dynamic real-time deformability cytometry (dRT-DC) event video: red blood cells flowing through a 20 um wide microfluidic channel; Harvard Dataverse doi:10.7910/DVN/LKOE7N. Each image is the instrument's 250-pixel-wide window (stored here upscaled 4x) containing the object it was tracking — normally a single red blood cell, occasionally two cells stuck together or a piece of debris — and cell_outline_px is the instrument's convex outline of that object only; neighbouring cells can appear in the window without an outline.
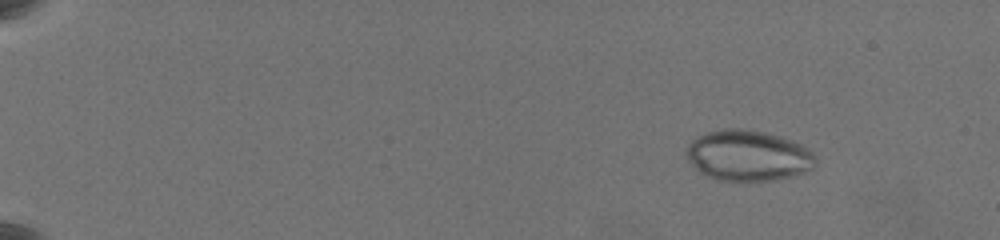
{"species": "common noctule bat (a hibernating species)", "species_latin": "Nyctalus noctula", "temperature_condition": "warm", "stored_images_in_passage": 53, "camera_frame_rate_fps": 3000, "um_per_image_px": 0.085, "animal": {"sex": "female", "body_mass_g": 19.5, "forearm_length_mm": 54.1}, "frame": {"image": 1, "passage_image": 1, "time_ms": 0.0, "image_size_px": [1000, 240], "cell_outline_px": [[816, 160], [812, 168], [804, 172], [792, 176], [776, 180], [720, 180], [708, 176], [700, 172], [688, 160], [684, 152], [684, 148], [696, 136], [720, 128], [748, 128], [780, 136], [804, 144], [816, 156]], "centroid_in_image_um": [63.58, 13.19], "position_along_channel_um": 21.4, "area_um2": 38.55}}
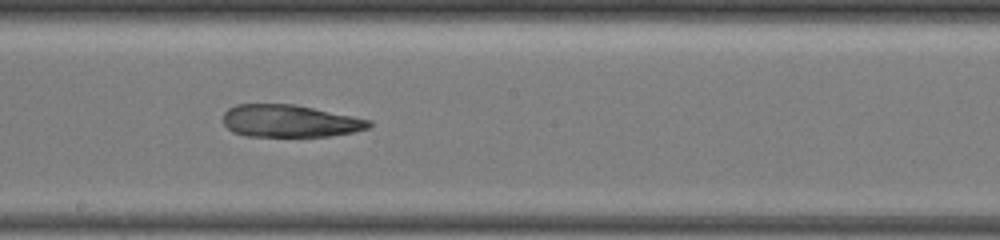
{"frame": {"image": 2, "passage_image": 30, "time_ms": 9.667, "image_size_px": [1000, 240], "cell_outline_px": [[372, 124], [368, 128], [352, 132], [332, 136], [244, 136], [232, 132], [224, 124], [224, 112], [228, 108], [236, 104], [296, 104], [372, 120]], "centroid_in_image_um": [24.63, 10.28], "position_along_channel_um": 223.6, "area_um2": 27.63}}
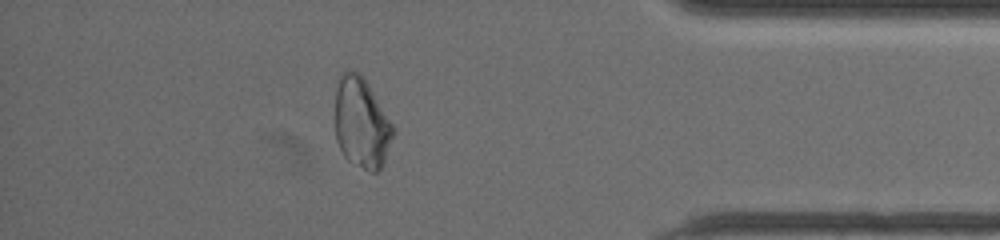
{"frame": {"image": 3, "passage_image": 47, "time_ms": 15.333, "image_size_px": [1000, 240], "cell_outline_px": [[396, 132], [384, 160], [380, 168], [376, 172], [372, 172], [348, 160], [344, 156], [336, 140], [336, 88], [340, 72], [348, 68], [360, 72], [368, 84], [396, 128]], "centroid_in_image_um": [30.74, 10.4], "position_along_channel_um": 404.5, "area_um2": 30.81}}